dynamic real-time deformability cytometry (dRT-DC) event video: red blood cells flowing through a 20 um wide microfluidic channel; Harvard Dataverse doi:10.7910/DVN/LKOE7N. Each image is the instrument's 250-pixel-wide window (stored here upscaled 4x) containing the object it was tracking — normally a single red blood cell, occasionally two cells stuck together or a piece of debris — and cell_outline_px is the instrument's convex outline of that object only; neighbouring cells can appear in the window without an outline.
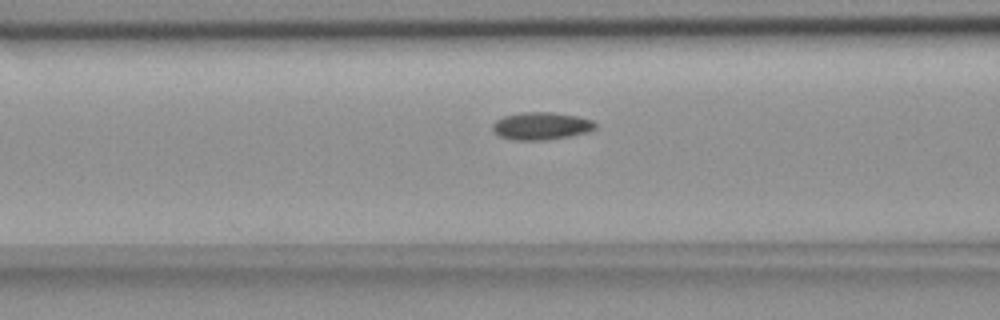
{"species": "common noctule bat (a hibernating species)", "species_latin": "Nyctalus noctula", "temperature_condition": "room temperature", "stored_images_in_passage": 35, "camera_frame_rate_fps": 3000, "um_per_image_px": 0.085, "animal": {"sex": "female", "body_mass_g": 18.4}, "frame": {"image": 1, "passage_image": 12, "time_ms": 3.667, "image_size_px": [1000, 320], "cell_outline_px": [[596, 128], [588, 132], [548, 140], [512, 140], [500, 136], [492, 128], [492, 124], [496, 120], [504, 116], [520, 112], [552, 112], [576, 116], [592, 120], [596, 124]], "centroid_in_image_um": [46.0, 10.7], "position_along_channel_um": 120.6, "area_um2": 16.47}}
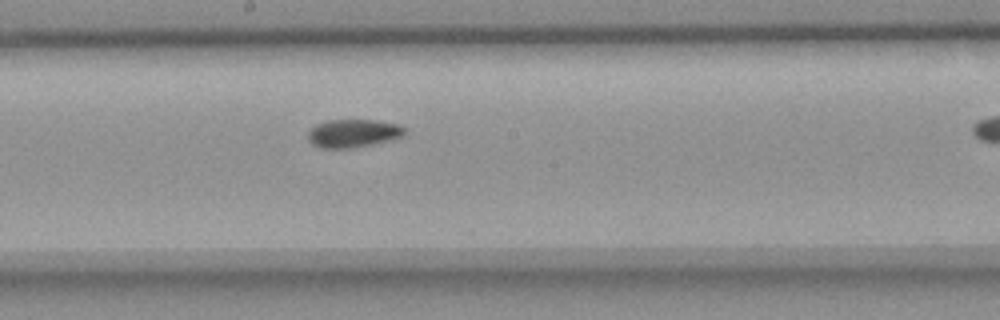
{"frame": {"image": 2, "passage_image": 20, "time_ms": 6.333, "image_size_px": [1000, 320], "cell_outline_px": [[408, 132], [404, 136], [388, 140], [352, 148], [320, 148], [312, 144], [308, 140], [308, 132], [316, 124], [328, 120], [376, 120], [400, 124], [408, 128]], "centroid_in_image_um": [30.06, 11.32], "position_along_channel_um": 218.1, "area_um2": 16.01}}
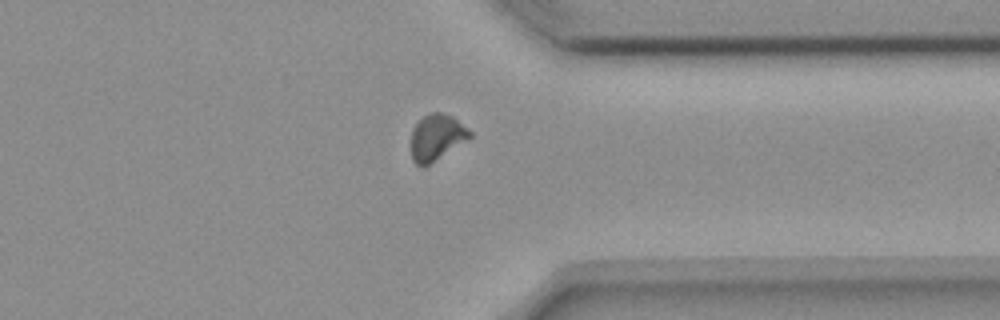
{"frame": {"image": 3, "passage_image": 33, "time_ms": 10.667, "image_size_px": [1000, 320], "cell_outline_px": [[472, 136], [468, 140], [424, 168], [416, 164], [412, 160], [412, 128], [424, 116], [432, 112], [440, 112], [452, 116], [472, 132]], "centroid_in_image_um": [37.12, 11.7], "position_along_channel_um": 374.3, "area_um2": 15.78}}